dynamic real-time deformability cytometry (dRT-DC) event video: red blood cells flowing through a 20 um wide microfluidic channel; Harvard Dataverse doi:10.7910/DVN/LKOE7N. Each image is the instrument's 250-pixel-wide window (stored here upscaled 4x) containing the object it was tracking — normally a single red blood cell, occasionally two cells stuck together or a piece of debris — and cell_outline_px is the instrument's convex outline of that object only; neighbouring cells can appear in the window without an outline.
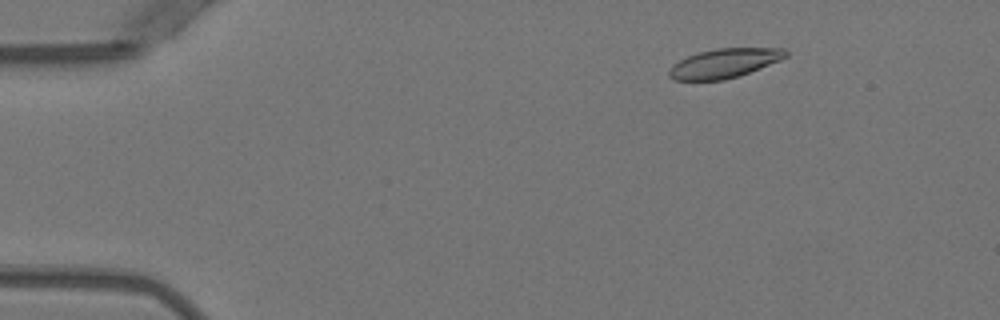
{"species": "Egyptian fruit bat (a non-hibernating species)", "species_latin": "Rousettus aegyptiacus", "temperature_condition": "warm", "stored_images_in_passage": 53, "camera_frame_rate_fps": 3000, "um_per_image_px": 0.085, "animal": {"sex": "female"}, "frame": {"image": 1, "passage_image": 8, "time_ms": 2.333, "image_size_px": [1000, 320], "cell_outline_px": [[788, 56], [780, 60], [740, 76], [724, 80], [672, 80], [668, 76], [668, 72], [672, 64], [688, 56], [700, 52], [716, 48], [784, 48], [788, 52]], "centroid_in_image_um": [61.56, 5.38], "position_along_channel_um": 23.4, "area_um2": 19.94}}
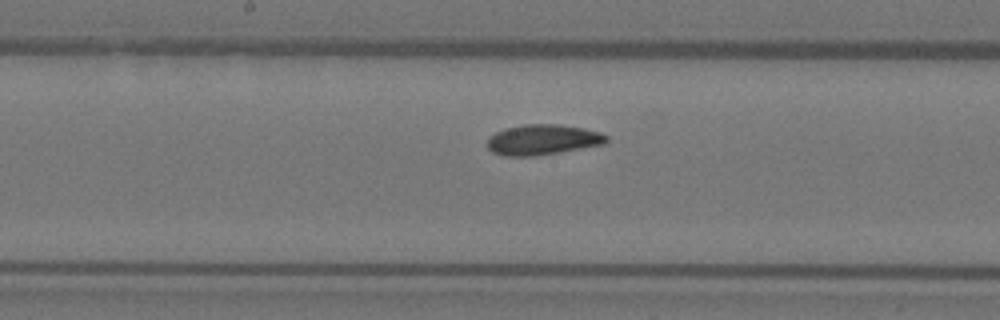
{"frame": {"image": 2, "passage_image": 28, "time_ms": 9.0, "image_size_px": [1000, 320], "cell_outline_px": [[608, 140], [604, 144], [532, 156], [504, 156], [492, 152], [488, 148], [488, 136], [504, 128], [524, 124], [560, 124], [584, 128], [600, 132], [608, 136]], "centroid_in_image_um": [46.11, 11.86], "position_along_channel_um": 202.1, "area_um2": 21.04}}
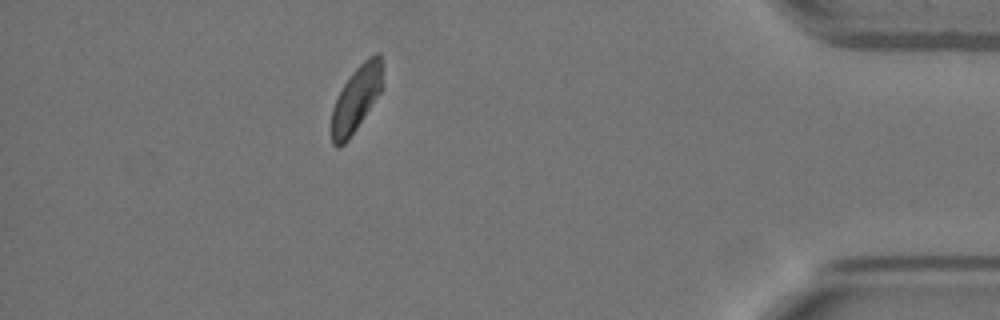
{"frame": {"image": 3, "passage_image": 47, "time_ms": 15.333, "image_size_px": [1000, 320], "cell_outline_px": [[380, 92], [348, 140], [340, 148], [336, 148], [332, 144], [332, 108], [344, 84], [352, 72], [372, 52], [380, 52]], "centroid_in_image_um": [30.23, 8.42], "position_along_channel_um": 405.0, "area_um2": 18.84}, "authors_computed_cell_mechanics": {"area_um2": 20.6924, "velocity_mm_per_s": 3.9157, "shape_relaxation_time_tau1_ms": 5.2174, "shape_relaxation_time_tau2_ms": 1.7679, "deformation_change_tau1": 0.1272, "deformation_change_tau2": 0.0581}}